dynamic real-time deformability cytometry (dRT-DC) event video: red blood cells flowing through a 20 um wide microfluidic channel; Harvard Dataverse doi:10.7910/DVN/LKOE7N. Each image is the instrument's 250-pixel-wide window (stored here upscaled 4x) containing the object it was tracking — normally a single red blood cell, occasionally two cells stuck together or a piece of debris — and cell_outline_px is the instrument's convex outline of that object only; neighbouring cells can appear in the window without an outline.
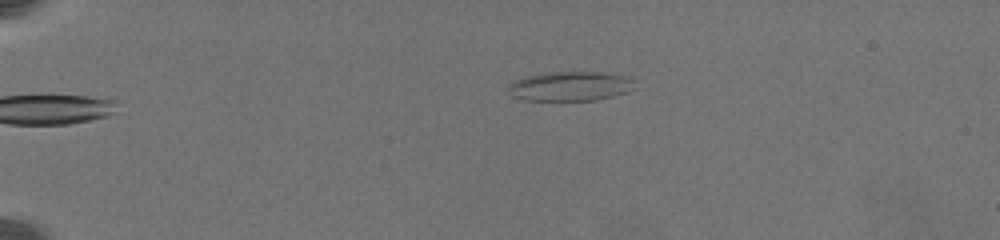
{"species": "common noctule bat (a hibernating species)", "species_latin": "Nyctalus noctula", "temperature_condition": "warm", "stored_images_in_passage": 34, "camera_frame_rate_fps": 3000, "um_per_image_px": 0.085, "animal": {"sex": "female", "body_mass_g": 19.5, "forearm_length_mm": 54.1}, "frame": {"image": 1, "passage_image": 1, "time_ms": 0.0, "image_size_px": [1000, 240], "cell_outline_px": [[636, 88], [628, 92], [596, 100], [520, 100], [512, 96], [508, 92], [508, 84], [516, 80], [528, 76], [552, 72], [596, 72], [624, 76], [636, 80]], "centroid_in_image_um": [48.49, 7.34], "position_along_channel_um": 36.5, "area_um2": 21.73}}
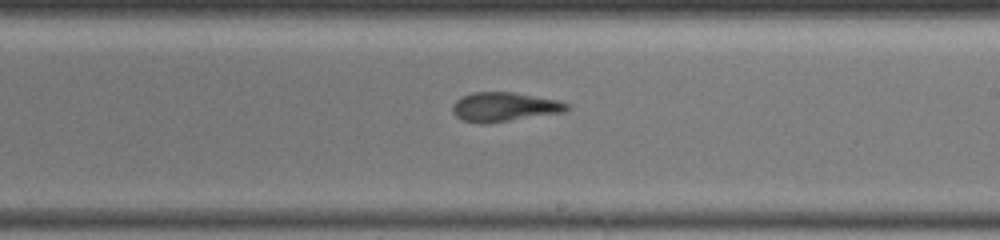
{"frame": {"image": 2, "passage_image": 19, "time_ms": 8.333, "image_size_px": [1000, 240], "cell_outline_px": [[568, 108], [564, 112], [484, 124], [476, 124], [460, 120], [452, 112], [452, 104], [460, 96], [472, 92], [512, 92], [556, 100], [568, 104]], "centroid_in_image_um": [42.77, 9.09], "position_along_channel_um": 246.2, "area_um2": 19.48}}
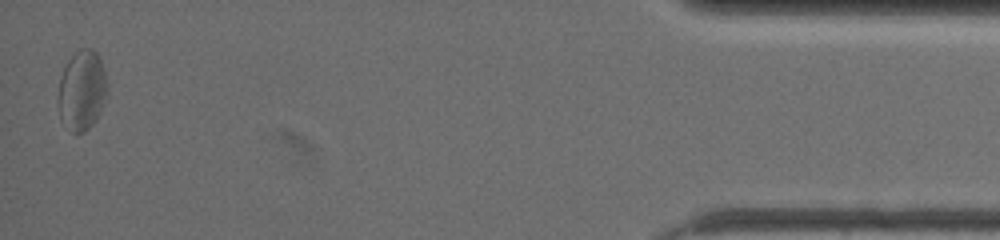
{"frame": {"image": 3, "passage_image": 34, "time_ms": 15.667, "image_size_px": [1000, 240], "cell_outline_px": [[108, 92], [104, 104], [96, 120], [84, 132], [76, 136], [60, 120], [56, 104], [56, 96], [60, 76], [68, 60], [80, 48], [92, 48], [96, 52], [100, 60], [108, 84]], "centroid_in_image_um": [6.93, 7.73], "position_along_channel_um": 428.3, "area_um2": 23.52}, "authors_computed_cell_mechanics": {"area_um2": 20.3456, "velocity_mm_per_s": 3.4685, "shape_relaxation_time_tau1_ms": null, "shape_relaxation_time_tau2_ms": 2.6092, "deformation_change_tau1": null, "deformation_change_tau2": 0.1205}}